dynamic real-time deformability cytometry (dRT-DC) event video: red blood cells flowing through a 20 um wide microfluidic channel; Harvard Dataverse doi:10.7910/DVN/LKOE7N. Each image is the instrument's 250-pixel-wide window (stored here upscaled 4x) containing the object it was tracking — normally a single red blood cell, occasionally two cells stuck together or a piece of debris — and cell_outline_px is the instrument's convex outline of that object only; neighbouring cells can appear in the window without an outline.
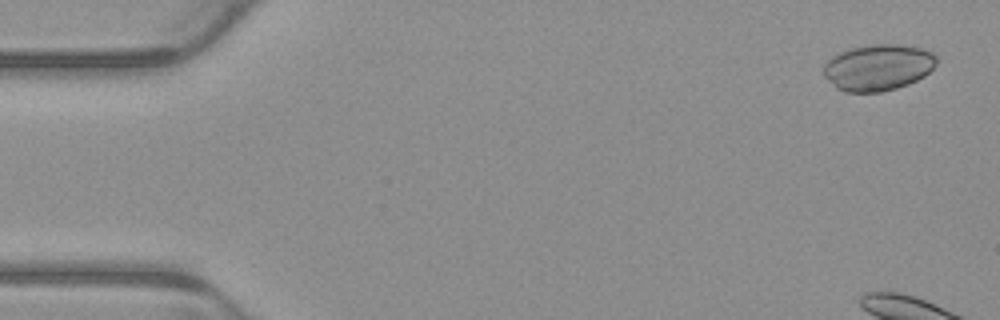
{"species": "common noctule bat (a hibernating species)", "species_latin": "Nyctalus noctula", "temperature_condition": "warm", "stored_images_in_passage": 5, "camera_frame_rate_fps": 3000, "um_per_image_px": 0.085, "animal": {"sex": "male", "body_mass_g": 23.1, "forearm_length_mm": 52.7}, "frame": {"image": 1, "passage_image": 1, "time_ms": 0.0, "image_size_px": [1000, 320], "cell_outline_px": [[936, 64], [924, 76], [908, 84], [896, 88], [880, 92], [844, 92], [836, 88], [824, 76], [824, 64], [832, 56], [840, 52], [852, 48], [876, 44], [896, 44], [920, 48], [932, 52], [936, 56]], "centroid_in_image_um": [74.62, 5.74], "position_along_channel_um": 10.4, "area_um2": 30.29}}